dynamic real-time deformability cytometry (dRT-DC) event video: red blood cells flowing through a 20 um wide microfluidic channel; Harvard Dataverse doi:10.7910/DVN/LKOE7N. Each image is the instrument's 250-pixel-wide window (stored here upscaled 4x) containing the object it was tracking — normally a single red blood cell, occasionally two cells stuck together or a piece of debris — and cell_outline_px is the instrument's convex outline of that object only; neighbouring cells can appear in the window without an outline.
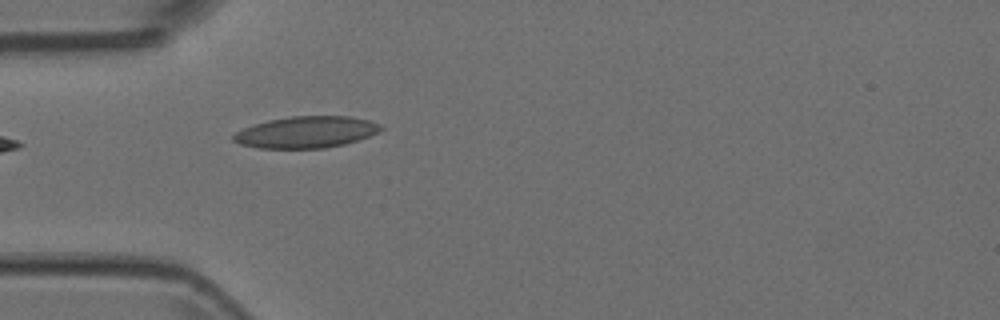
{"species": "Egyptian fruit bat (a non-hibernating species)", "species_latin": "Rousettus aegyptiacus", "temperature_condition": "room temperature", "stored_images_in_passage": 5, "camera_frame_rate_fps": 3000, "um_per_image_px": 0.085, "animal": {"sex": "female"}, "frame": {"image": 1, "passage_image": 5, "time_ms": 1.333, "image_size_px": [1000, 320], "cell_outline_px": [[384, 128], [380, 132], [344, 144], [324, 148], [256, 148], [240, 144], [232, 140], [232, 136], [236, 132], [244, 128], [268, 120], [292, 116], [348, 116], [368, 120], [380, 124]], "centroid_in_image_um": [26.03, 11.23], "position_along_channel_um": 59.0, "area_um2": 26.99}}